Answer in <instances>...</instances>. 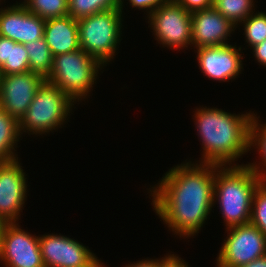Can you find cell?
Listing matches in <instances>:
<instances>
[{
	"label": "cell",
	"mask_w": 266,
	"mask_h": 267,
	"mask_svg": "<svg viewBox=\"0 0 266 267\" xmlns=\"http://www.w3.org/2000/svg\"><path fill=\"white\" fill-rule=\"evenodd\" d=\"M195 124L203 145L201 163L230 166L250 151V124L254 113L234 115L217 108H197Z\"/></svg>",
	"instance_id": "2"
},
{
	"label": "cell",
	"mask_w": 266,
	"mask_h": 267,
	"mask_svg": "<svg viewBox=\"0 0 266 267\" xmlns=\"http://www.w3.org/2000/svg\"><path fill=\"white\" fill-rule=\"evenodd\" d=\"M168 0H129V3L132 7H136L139 10L146 9L148 11V15L153 12L157 7L162 5L163 3L167 2ZM120 10H123V0H120L119 5Z\"/></svg>",
	"instance_id": "26"
},
{
	"label": "cell",
	"mask_w": 266,
	"mask_h": 267,
	"mask_svg": "<svg viewBox=\"0 0 266 267\" xmlns=\"http://www.w3.org/2000/svg\"><path fill=\"white\" fill-rule=\"evenodd\" d=\"M0 261L6 267H45L39 236L23 231L16 222L7 223L0 242Z\"/></svg>",
	"instance_id": "10"
},
{
	"label": "cell",
	"mask_w": 266,
	"mask_h": 267,
	"mask_svg": "<svg viewBox=\"0 0 266 267\" xmlns=\"http://www.w3.org/2000/svg\"><path fill=\"white\" fill-rule=\"evenodd\" d=\"M25 48L29 58L30 72L37 73L46 80L50 75L53 56L45 38L27 43Z\"/></svg>",
	"instance_id": "19"
},
{
	"label": "cell",
	"mask_w": 266,
	"mask_h": 267,
	"mask_svg": "<svg viewBox=\"0 0 266 267\" xmlns=\"http://www.w3.org/2000/svg\"><path fill=\"white\" fill-rule=\"evenodd\" d=\"M249 223L256 226L266 237V180L254 191Z\"/></svg>",
	"instance_id": "25"
},
{
	"label": "cell",
	"mask_w": 266,
	"mask_h": 267,
	"mask_svg": "<svg viewBox=\"0 0 266 267\" xmlns=\"http://www.w3.org/2000/svg\"><path fill=\"white\" fill-rule=\"evenodd\" d=\"M43 37L52 56L80 49L78 22L69 15L45 20Z\"/></svg>",
	"instance_id": "16"
},
{
	"label": "cell",
	"mask_w": 266,
	"mask_h": 267,
	"mask_svg": "<svg viewBox=\"0 0 266 267\" xmlns=\"http://www.w3.org/2000/svg\"><path fill=\"white\" fill-rule=\"evenodd\" d=\"M214 181L215 164L177 165L150 190L153 209L180 237L196 235L214 206Z\"/></svg>",
	"instance_id": "1"
},
{
	"label": "cell",
	"mask_w": 266,
	"mask_h": 267,
	"mask_svg": "<svg viewBox=\"0 0 266 267\" xmlns=\"http://www.w3.org/2000/svg\"><path fill=\"white\" fill-rule=\"evenodd\" d=\"M240 267H266V255L256 258L248 264L242 265Z\"/></svg>",
	"instance_id": "31"
},
{
	"label": "cell",
	"mask_w": 266,
	"mask_h": 267,
	"mask_svg": "<svg viewBox=\"0 0 266 267\" xmlns=\"http://www.w3.org/2000/svg\"><path fill=\"white\" fill-rule=\"evenodd\" d=\"M19 136V122L0 109V161L18 159L13 150L16 151L14 147L20 139Z\"/></svg>",
	"instance_id": "18"
},
{
	"label": "cell",
	"mask_w": 266,
	"mask_h": 267,
	"mask_svg": "<svg viewBox=\"0 0 266 267\" xmlns=\"http://www.w3.org/2000/svg\"><path fill=\"white\" fill-rule=\"evenodd\" d=\"M22 4L44 20L68 15V0H26Z\"/></svg>",
	"instance_id": "22"
},
{
	"label": "cell",
	"mask_w": 266,
	"mask_h": 267,
	"mask_svg": "<svg viewBox=\"0 0 266 267\" xmlns=\"http://www.w3.org/2000/svg\"><path fill=\"white\" fill-rule=\"evenodd\" d=\"M256 60L266 67V40L252 47Z\"/></svg>",
	"instance_id": "29"
},
{
	"label": "cell",
	"mask_w": 266,
	"mask_h": 267,
	"mask_svg": "<svg viewBox=\"0 0 266 267\" xmlns=\"http://www.w3.org/2000/svg\"><path fill=\"white\" fill-rule=\"evenodd\" d=\"M120 8L82 17L78 22L80 48L103 66L114 58L122 27ZM105 64V65H104Z\"/></svg>",
	"instance_id": "5"
},
{
	"label": "cell",
	"mask_w": 266,
	"mask_h": 267,
	"mask_svg": "<svg viewBox=\"0 0 266 267\" xmlns=\"http://www.w3.org/2000/svg\"><path fill=\"white\" fill-rule=\"evenodd\" d=\"M7 223L0 217V242L2 238L3 229Z\"/></svg>",
	"instance_id": "32"
},
{
	"label": "cell",
	"mask_w": 266,
	"mask_h": 267,
	"mask_svg": "<svg viewBox=\"0 0 266 267\" xmlns=\"http://www.w3.org/2000/svg\"><path fill=\"white\" fill-rule=\"evenodd\" d=\"M73 103L58 87L45 81L19 121L20 135L22 132H32L35 135L52 132L63 125Z\"/></svg>",
	"instance_id": "6"
},
{
	"label": "cell",
	"mask_w": 266,
	"mask_h": 267,
	"mask_svg": "<svg viewBox=\"0 0 266 267\" xmlns=\"http://www.w3.org/2000/svg\"><path fill=\"white\" fill-rule=\"evenodd\" d=\"M45 267H103L97 257L74 239L48 234L39 237Z\"/></svg>",
	"instance_id": "9"
},
{
	"label": "cell",
	"mask_w": 266,
	"mask_h": 267,
	"mask_svg": "<svg viewBox=\"0 0 266 267\" xmlns=\"http://www.w3.org/2000/svg\"><path fill=\"white\" fill-rule=\"evenodd\" d=\"M46 80L34 72L0 76V109L18 122Z\"/></svg>",
	"instance_id": "11"
},
{
	"label": "cell",
	"mask_w": 266,
	"mask_h": 267,
	"mask_svg": "<svg viewBox=\"0 0 266 267\" xmlns=\"http://www.w3.org/2000/svg\"><path fill=\"white\" fill-rule=\"evenodd\" d=\"M229 19L219 13L215 7L192 12L191 44L196 48L223 46L228 44L227 37L236 28Z\"/></svg>",
	"instance_id": "15"
},
{
	"label": "cell",
	"mask_w": 266,
	"mask_h": 267,
	"mask_svg": "<svg viewBox=\"0 0 266 267\" xmlns=\"http://www.w3.org/2000/svg\"><path fill=\"white\" fill-rule=\"evenodd\" d=\"M246 42L253 46L266 40V13L256 12L243 20Z\"/></svg>",
	"instance_id": "24"
},
{
	"label": "cell",
	"mask_w": 266,
	"mask_h": 267,
	"mask_svg": "<svg viewBox=\"0 0 266 267\" xmlns=\"http://www.w3.org/2000/svg\"><path fill=\"white\" fill-rule=\"evenodd\" d=\"M263 180L247 164L231 167L215 164L213 198L214 203L216 198L220 204L226 228L250 222L253 194Z\"/></svg>",
	"instance_id": "3"
},
{
	"label": "cell",
	"mask_w": 266,
	"mask_h": 267,
	"mask_svg": "<svg viewBox=\"0 0 266 267\" xmlns=\"http://www.w3.org/2000/svg\"><path fill=\"white\" fill-rule=\"evenodd\" d=\"M21 167L18 159L0 161V217L6 223L16 222L26 201L27 184Z\"/></svg>",
	"instance_id": "12"
},
{
	"label": "cell",
	"mask_w": 266,
	"mask_h": 267,
	"mask_svg": "<svg viewBox=\"0 0 266 267\" xmlns=\"http://www.w3.org/2000/svg\"><path fill=\"white\" fill-rule=\"evenodd\" d=\"M189 12L208 9L213 7L214 0H174Z\"/></svg>",
	"instance_id": "27"
},
{
	"label": "cell",
	"mask_w": 266,
	"mask_h": 267,
	"mask_svg": "<svg viewBox=\"0 0 266 267\" xmlns=\"http://www.w3.org/2000/svg\"><path fill=\"white\" fill-rule=\"evenodd\" d=\"M30 71L29 58L24 44L0 36V74Z\"/></svg>",
	"instance_id": "17"
},
{
	"label": "cell",
	"mask_w": 266,
	"mask_h": 267,
	"mask_svg": "<svg viewBox=\"0 0 266 267\" xmlns=\"http://www.w3.org/2000/svg\"><path fill=\"white\" fill-rule=\"evenodd\" d=\"M228 231L217 257L218 267H240L266 255V237L256 226L248 223Z\"/></svg>",
	"instance_id": "8"
},
{
	"label": "cell",
	"mask_w": 266,
	"mask_h": 267,
	"mask_svg": "<svg viewBox=\"0 0 266 267\" xmlns=\"http://www.w3.org/2000/svg\"><path fill=\"white\" fill-rule=\"evenodd\" d=\"M150 25L160 44L171 48L191 45L192 13L174 0H168L148 15Z\"/></svg>",
	"instance_id": "7"
},
{
	"label": "cell",
	"mask_w": 266,
	"mask_h": 267,
	"mask_svg": "<svg viewBox=\"0 0 266 267\" xmlns=\"http://www.w3.org/2000/svg\"><path fill=\"white\" fill-rule=\"evenodd\" d=\"M126 267H161V258L159 260H143L142 261H138L136 264H129L126 265Z\"/></svg>",
	"instance_id": "30"
},
{
	"label": "cell",
	"mask_w": 266,
	"mask_h": 267,
	"mask_svg": "<svg viewBox=\"0 0 266 267\" xmlns=\"http://www.w3.org/2000/svg\"><path fill=\"white\" fill-rule=\"evenodd\" d=\"M45 20L27 10L19 3L0 8V36L16 43L27 44L44 34Z\"/></svg>",
	"instance_id": "13"
},
{
	"label": "cell",
	"mask_w": 266,
	"mask_h": 267,
	"mask_svg": "<svg viewBox=\"0 0 266 267\" xmlns=\"http://www.w3.org/2000/svg\"><path fill=\"white\" fill-rule=\"evenodd\" d=\"M213 6L225 18L238 25L253 12V0H214Z\"/></svg>",
	"instance_id": "21"
},
{
	"label": "cell",
	"mask_w": 266,
	"mask_h": 267,
	"mask_svg": "<svg viewBox=\"0 0 266 267\" xmlns=\"http://www.w3.org/2000/svg\"><path fill=\"white\" fill-rule=\"evenodd\" d=\"M197 49L199 68L211 79L226 81L239 75L242 67L241 47L229 44Z\"/></svg>",
	"instance_id": "14"
},
{
	"label": "cell",
	"mask_w": 266,
	"mask_h": 267,
	"mask_svg": "<svg viewBox=\"0 0 266 267\" xmlns=\"http://www.w3.org/2000/svg\"><path fill=\"white\" fill-rule=\"evenodd\" d=\"M68 15L80 19L105 10L119 8L120 0H68Z\"/></svg>",
	"instance_id": "20"
},
{
	"label": "cell",
	"mask_w": 266,
	"mask_h": 267,
	"mask_svg": "<svg viewBox=\"0 0 266 267\" xmlns=\"http://www.w3.org/2000/svg\"><path fill=\"white\" fill-rule=\"evenodd\" d=\"M258 123V118L255 114H253L251 124H250V146H255L258 148V152L260 153L262 159H263V166H265L263 169L260 167L262 165L258 166L255 164H248V166L262 179L266 180V124L264 126L262 124ZM260 126V127H259ZM259 146V147H258ZM264 170L265 172L263 173ZM261 171V172H260Z\"/></svg>",
	"instance_id": "23"
},
{
	"label": "cell",
	"mask_w": 266,
	"mask_h": 267,
	"mask_svg": "<svg viewBox=\"0 0 266 267\" xmlns=\"http://www.w3.org/2000/svg\"><path fill=\"white\" fill-rule=\"evenodd\" d=\"M103 65L81 48L53 56L52 68L46 82L58 87L73 102L85 99L93 88L99 68Z\"/></svg>",
	"instance_id": "4"
},
{
	"label": "cell",
	"mask_w": 266,
	"mask_h": 267,
	"mask_svg": "<svg viewBox=\"0 0 266 267\" xmlns=\"http://www.w3.org/2000/svg\"><path fill=\"white\" fill-rule=\"evenodd\" d=\"M161 267H188L184 260L174 254L167 255L161 259Z\"/></svg>",
	"instance_id": "28"
}]
</instances>
